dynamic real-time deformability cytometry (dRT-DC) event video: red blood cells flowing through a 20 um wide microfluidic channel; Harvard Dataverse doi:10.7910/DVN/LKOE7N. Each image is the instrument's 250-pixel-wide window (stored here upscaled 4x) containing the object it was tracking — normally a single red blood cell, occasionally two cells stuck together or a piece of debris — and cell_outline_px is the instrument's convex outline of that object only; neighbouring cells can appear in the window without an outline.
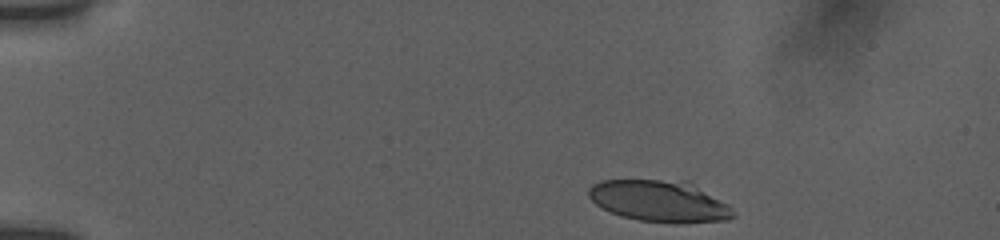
{"species": "human", "species_latin": "Homo sapiens", "temperature_condition": "room temperature", "stored_images_in_passage": 17, "camera_frame_rate_fps": 3000, "um_per_image_px": 0.085, "donor": {"sex": "female"}, "frame": {"image": 1, "passage_image": 1, "time_ms": 0.0, "image_size_px": [1000, 240], "cell_outline_px": [[736, 216], [728, 220], [676, 224], [672, 224], [640, 220], [620, 216], [596, 204], [588, 196], [588, 188], [592, 184], [600, 180], [688, 180], [728, 204], [732, 208]], "centroid_in_image_um": [56.09, 17.1], "position_along_channel_um": 28.9, "area_um2": 35.37}}
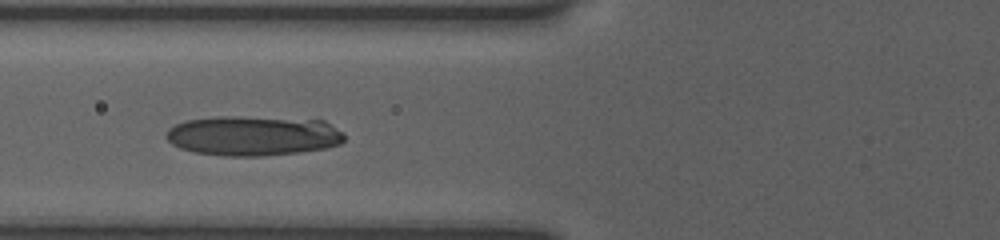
{"frame": {"image": 2, "passage_image": 10, "time_ms": 4.333, "image_size_px": [1000, 240], "cell_outline_px": [[344, 140], [340, 144], [324, 148], [300, 152], [260, 156], [224, 156], [196, 152], [180, 148], [172, 144], [164, 136], [168, 128], [184, 120], [220, 116], [236, 116], [324, 120], [344, 132]], "centroid_in_image_um": [21.5, 11.53], "position_along_channel_um": 104.3, "area_um2": 41.62}}
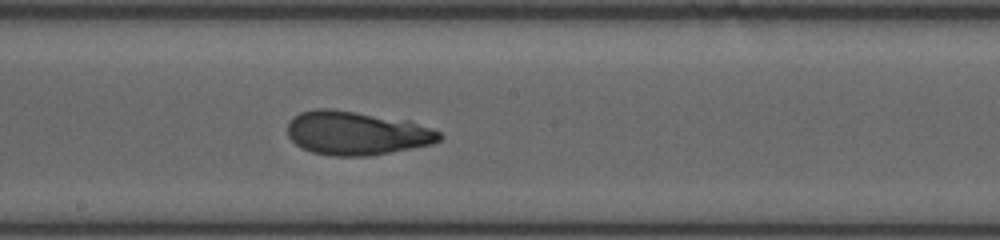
{"frame": {"image": 3, "passage_image": 17, "time_ms": 7.333, "image_size_px": [1000, 240], "cell_outline_px": [[444, 136], [440, 140], [432, 144], [368, 156], [332, 156], [312, 152], [300, 148], [288, 136], [288, 120], [292, 116], [300, 112], [316, 108], [332, 108], [408, 120], [432, 128], [440, 132]], "centroid_in_image_um": [30.28, 11.3], "position_along_channel_um": 217.9, "area_um2": 39.02}}